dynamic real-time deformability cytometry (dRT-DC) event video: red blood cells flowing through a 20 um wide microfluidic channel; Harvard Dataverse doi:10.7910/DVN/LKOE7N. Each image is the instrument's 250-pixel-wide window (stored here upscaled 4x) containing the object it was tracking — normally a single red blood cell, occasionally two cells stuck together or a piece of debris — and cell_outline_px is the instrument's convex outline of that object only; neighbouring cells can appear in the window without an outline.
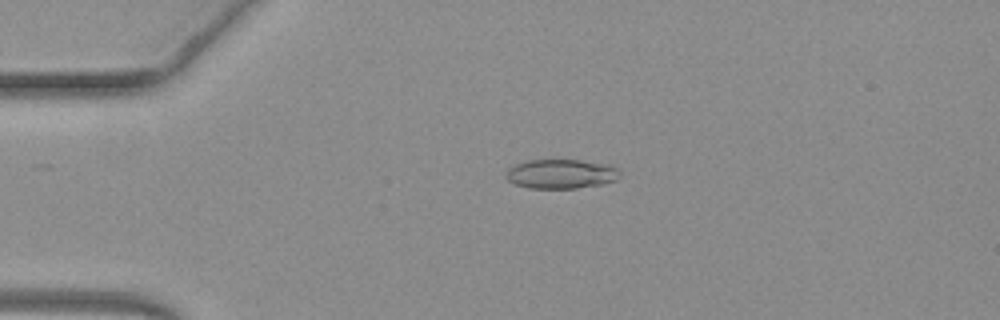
{"species": "common noctule bat (a hibernating species)", "species_latin": "Nyctalus noctula", "temperature_condition": "warm", "stored_images_in_passage": 51, "camera_frame_rate_fps": 3000, "um_per_image_px": 0.085, "animal": {"sex": "female", "body_mass_g": 19.3, "forearm_length_mm": 54.1}, "frame": {"image": 1, "passage_image": 12, "time_ms": 3.667, "image_size_px": [1000, 320], "cell_outline_px": [[620, 176], [616, 180], [600, 184], [576, 188], [528, 188], [516, 184], [508, 180], [504, 176], [508, 168], [516, 164], [528, 160], [580, 160], [608, 164], [616, 168], [620, 172]], "centroid_in_image_um": [47.67, 14.78], "position_along_channel_um": 37.3, "area_um2": 19.42}}
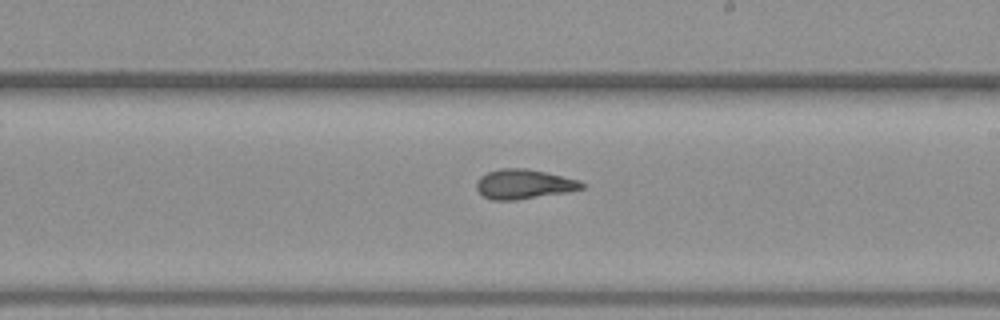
{"frame": {"image": 2, "passage_image": 30, "time_ms": 9.667, "image_size_px": [1000, 320], "cell_outline_px": [[584, 188], [568, 192], [516, 200], [492, 200], [484, 196], [476, 188], [476, 180], [480, 176], [488, 172], [500, 168], [524, 168], [544, 172], [580, 180], [584, 184]], "centroid_in_image_um": [44.51, 15.65], "position_along_channel_um": 244.5, "area_um2": 18.15}}
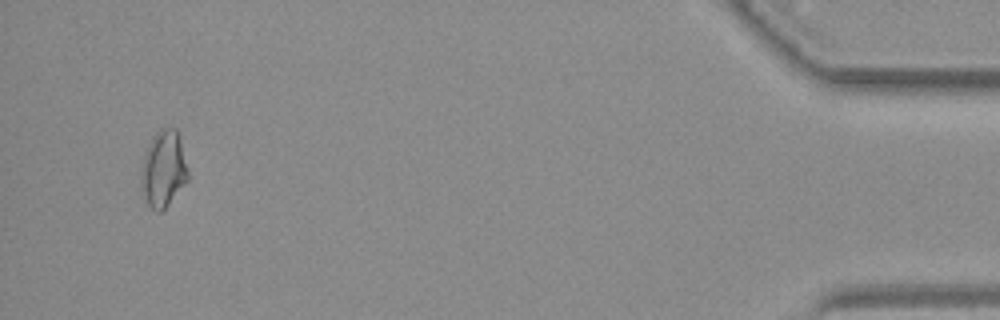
{"frame": {"image": 3, "passage_image": 49, "time_ms": 16.0, "image_size_px": [1000, 320], "cell_outline_px": [[188, 180], [168, 204], [160, 212], [156, 212], [148, 204], [140, 184], [140, 176], [144, 156], [148, 144], [152, 136], [160, 128], [176, 128], [180, 140], [188, 172]], "centroid_in_image_um": [13.88, 14.35], "position_along_channel_um": 421.3, "area_um2": 20.63}, "authors_computed_cell_mechanics": {"area_um2": 18.785, "velocity_mm_per_s": 4.0707, "shape_relaxation_time_tau1_ms": null, "shape_relaxation_time_tau2_ms": 1.745, "deformation_change_tau1": null, "deformation_change_tau2": 0.065}}